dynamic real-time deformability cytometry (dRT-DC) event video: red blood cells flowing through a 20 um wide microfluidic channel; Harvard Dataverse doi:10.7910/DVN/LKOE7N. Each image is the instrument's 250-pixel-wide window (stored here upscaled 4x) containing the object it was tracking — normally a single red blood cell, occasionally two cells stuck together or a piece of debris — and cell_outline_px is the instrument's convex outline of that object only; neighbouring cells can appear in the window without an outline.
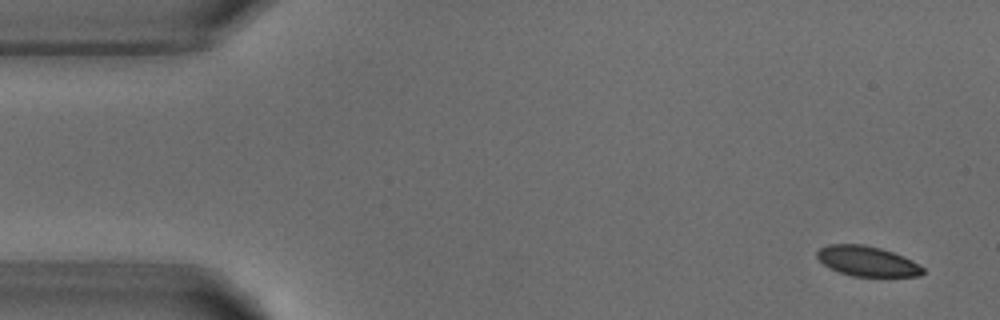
{"species": "common noctule bat (a hibernating species)", "species_latin": "Nyctalus noctula", "temperature_condition": "warm", "stored_images_in_passage": 5, "camera_frame_rate_fps": 3000, "um_per_image_px": 0.085, "animal": {"sex": "male", "body_mass_g": 18.8}, "frame": {"image": 1, "passage_image": 1, "time_ms": 0.0, "image_size_px": [1000, 320], "cell_outline_px": [[924, 272], [920, 276], [852, 276], [840, 272], [824, 264], [816, 256], [816, 252], [820, 248], [828, 244], [864, 244], [880, 248], [904, 256], [920, 264], [924, 268]], "centroid_in_image_um": [73.73, 22.19], "position_along_channel_um": 11.3, "area_um2": 18.5}}
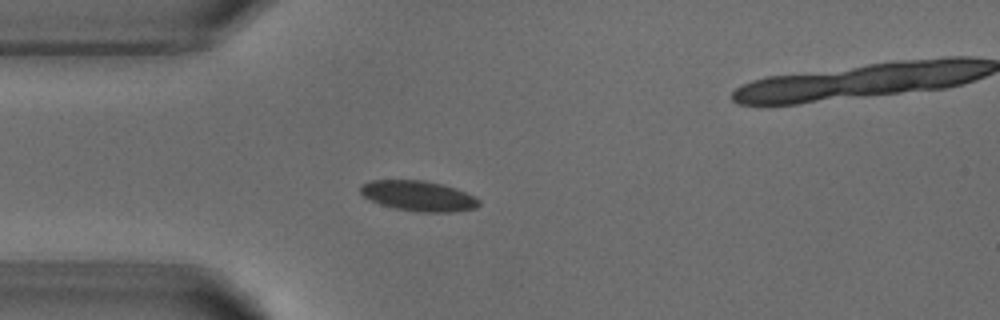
{"frame": {"image": 2, "passage_image": 4, "time_ms": 3.667, "image_size_px": [1000, 320], "cell_outline_px": [[480, 204], [476, 208], [452, 212], [416, 212], [396, 208], [380, 204], [364, 196], [360, 192], [360, 184], [368, 180], [424, 180], [456, 188], [480, 200]], "centroid_in_image_um": [35.54, 16.65], "position_along_channel_um": 49.5, "area_um2": 20.87}}